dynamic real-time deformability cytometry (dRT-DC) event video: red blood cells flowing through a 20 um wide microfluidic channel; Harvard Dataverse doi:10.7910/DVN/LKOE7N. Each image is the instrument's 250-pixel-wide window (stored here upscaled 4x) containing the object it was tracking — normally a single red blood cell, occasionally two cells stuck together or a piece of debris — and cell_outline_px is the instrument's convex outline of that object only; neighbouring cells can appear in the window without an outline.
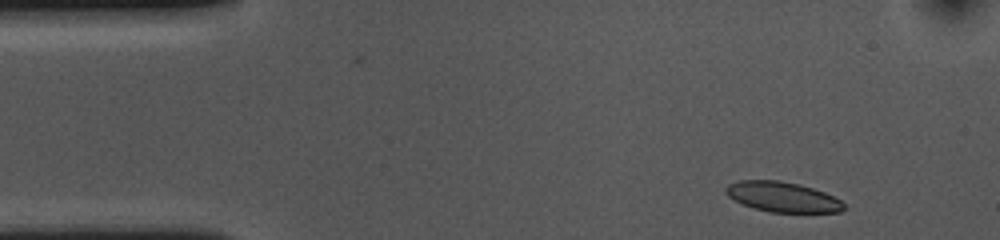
{"species": "common noctule bat (a hibernating species)", "species_latin": "Nyctalus noctula", "temperature_condition": "cold", "stored_images_in_passage": 41, "camera_frame_rate_fps": 3000, "um_per_image_px": 0.085, "animal": {"sex": "female", "body_mass_g": 10.0, "forearm_length_mm": 53.1}, "frame": {"image": 1, "passage_image": 2, "time_ms": 0.333, "image_size_px": [1000, 240], "cell_outline_px": [[844, 208], [840, 212], [768, 212], [752, 208], [728, 196], [724, 192], [724, 188], [728, 184], [740, 180], [776, 180], [800, 184], [824, 192], [840, 200], [844, 204]], "centroid_in_image_um": [66.48, 16.73], "position_along_channel_um": 18.5, "area_um2": 20.63}}
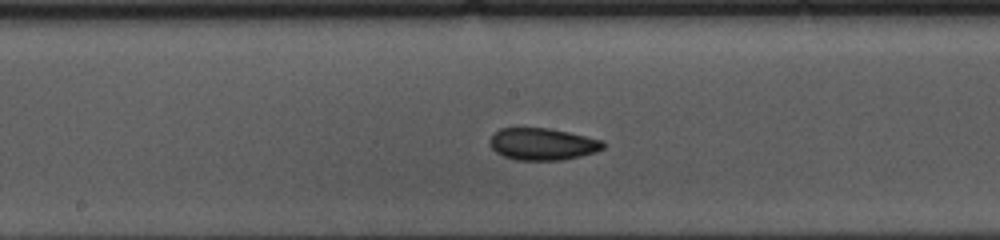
{"frame": {"image": 2, "passage_image": 23, "time_ms": 7.333, "image_size_px": [1000, 240], "cell_outline_px": [[604, 148], [596, 152], [580, 156], [560, 160], [516, 160], [504, 156], [496, 152], [492, 148], [488, 140], [500, 128], [548, 128], [568, 132], [604, 140]], "centroid_in_image_um": [46.12, 12.25], "position_along_channel_um": 202.1, "area_um2": 21.1}}
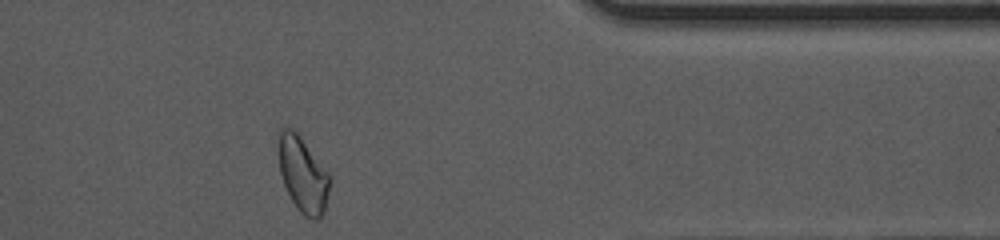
{"frame": {"image": 3, "passage_image": 40, "time_ms": 13.0, "image_size_px": [1000, 240], "cell_outline_px": [[332, 180], [324, 212], [320, 220], [312, 220], [304, 216], [300, 212], [292, 200], [284, 184], [280, 172], [276, 136], [280, 128], [284, 124], [292, 128], [300, 136], [328, 172]], "centroid_in_image_um": [25.73, 14.8], "position_along_channel_um": 385.7, "area_um2": 23.06}, "authors_computed_cell_mechanics": {"area_um2": 21.3282, "velocity_mm_per_s": 3.6282, "shape_relaxation_time_tau1_ms": 4.5799, "shape_relaxation_time_tau2_ms": 3.5987, "deformation_change_tau1": 0.1052, "deformation_change_tau2": 0.0682}}